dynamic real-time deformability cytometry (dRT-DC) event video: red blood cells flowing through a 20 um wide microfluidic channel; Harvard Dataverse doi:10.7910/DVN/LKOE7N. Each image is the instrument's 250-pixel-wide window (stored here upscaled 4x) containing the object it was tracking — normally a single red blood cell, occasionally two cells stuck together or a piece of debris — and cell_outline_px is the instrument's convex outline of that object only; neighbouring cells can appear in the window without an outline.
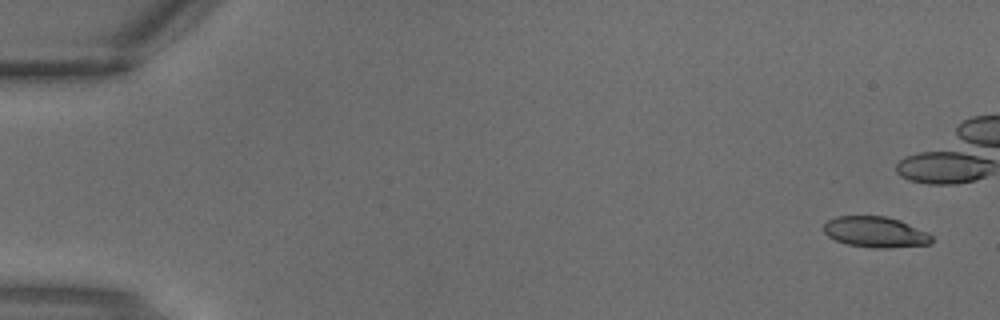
{"species": "common noctule bat (a hibernating species)", "species_latin": "Nyctalus noctula", "temperature_condition": "warm", "stored_images_in_passage": 3, "camera_frame_rate_fps": 3000, "um_per_image_px": 0.085, "animal": {"sex": "male", "body_mass_g": 18.8}, "frame": {"image": 1, "passage_image": 1, "time_ms": 0.0, "image_size_px": [1000, 320], "cell_outline_px": [[932, 240], [928, 244], [888, 248], [872, 248], [848, 244], [836, 240], [828, 236], [824, 232], [824, 224], [828, 220], [836, 216], [884, 216], [900, 220], [928, 232], [932, 236]], "centroid_in_image_um": [74.41, 19.72], "position_along_channel_um": 10.6, "area_um2": 19.31}}